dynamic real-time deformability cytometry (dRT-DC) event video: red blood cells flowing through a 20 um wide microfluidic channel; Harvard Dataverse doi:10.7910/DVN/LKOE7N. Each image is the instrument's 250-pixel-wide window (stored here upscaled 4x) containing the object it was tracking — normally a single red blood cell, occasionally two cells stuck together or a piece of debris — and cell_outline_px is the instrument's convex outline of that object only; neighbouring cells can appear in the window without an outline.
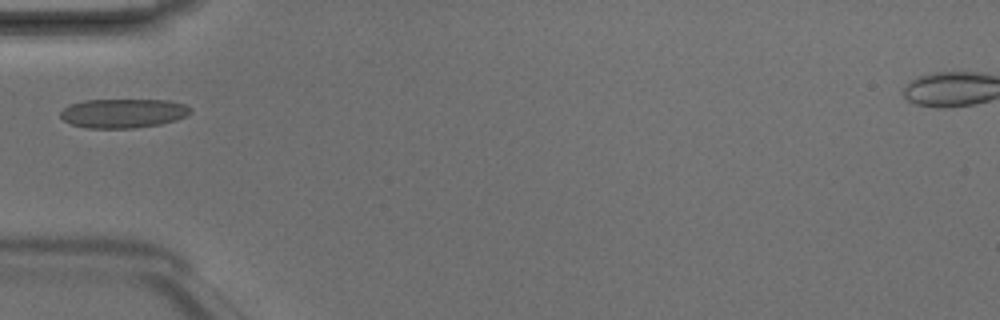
{"species": "Egyptian fruit bat (a non-hibernating species)", "species_latin": "Rousettus aegyptiacus", "temperature_condition": "room temperature", "stored_images_in_passage": 4, "camera_frame_rate_fps": 3000, "um_per_image_px": 0.085, "animal": {"sex": "male"}, "frame": {"image": 1, "passage_image": 3, "time_ms": 0.667, "image_size_px": [1000, 320], "cell_outline_px": [[192, 112], [176, 120], [160, 124], [132, 128], [88, 128], [72, 124], [64, 120], [60, 116], [60, 112], [68, 104], [84, 100], [168, 100], [184, 104], [192, 108]], "centroid_in_image_um": [10.46, 9.62], "position_along_channel_um": 74.5, "area_um2": 22.08}}